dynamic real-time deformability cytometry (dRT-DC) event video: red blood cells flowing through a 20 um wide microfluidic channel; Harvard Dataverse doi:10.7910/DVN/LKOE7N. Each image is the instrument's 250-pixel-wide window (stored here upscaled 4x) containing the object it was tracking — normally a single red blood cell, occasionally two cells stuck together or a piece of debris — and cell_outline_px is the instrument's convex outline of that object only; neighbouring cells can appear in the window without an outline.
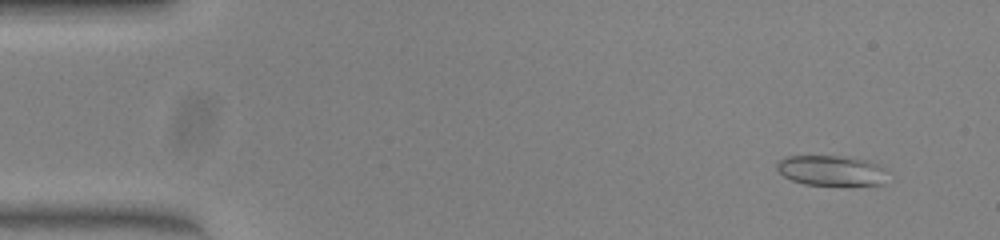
{"species": "common noctule bat (a hibernating species)", "species_latin": "Nyctalus noctula", "temperature_condition": "warm", "stored_images_in_passage": 50, "camera_frame_rate_fps": 3000, "um_per_image_px": 0.085, "animal": {"sex": "female", "body_mass_g": 23.0, "forearm_length_mm": 53.4}, "frame": {"image": 1, "passage_image": 4, "time_ms": 1.0, "image_size_px": [1000, 240], "cell_outline_px": [[884, 184], [804, 184], [792, 180], [784, 176], [776, 168], [776, 164], [780, 160], [788, 156], [836, 156], [868, 160], [884, 168]], "centroid_in_image_um": [70.61, 14.48], "position_along_channel_um": 14.4, "area_um2": 18.96}}
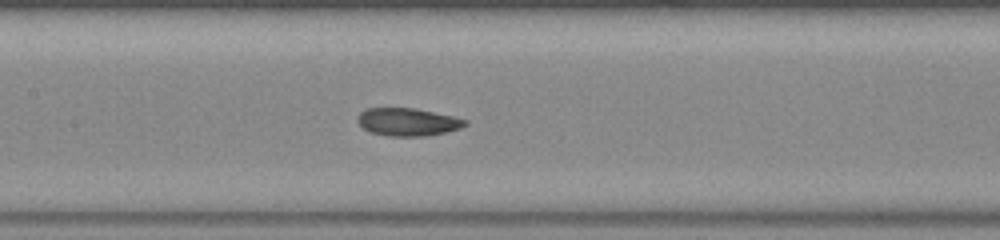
{"frame": {"image": 2, "passage_image": 24, "time_ms": 7.667, "image_size_px": [1000, 240], "cell_outline_px": [[468, 124], [460, 128], [444, 132], [424, 136], [388, 136], [372, 132], [364, 128], [356, 120], [356, 116], [364, 108], [416, 108], [452, 116], [468, 120]], "centroid_in_image_um": [34.63, 10.35], "position_along_channel_um": 172.8, "area_um2": 17.4}}
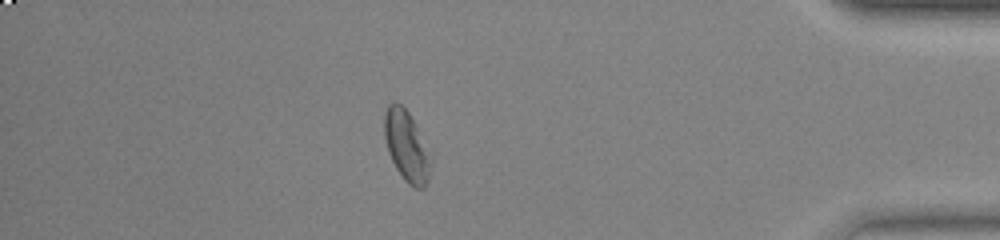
{"frame": {"image": 3, "passage_image": 44, "time_ms": 14.333, "image_size_px": [1000, 240], "cell_outline_px": [[432, 152], [428, 180], [424, 188], [416, 188], [408, 184], [404, 180], [396, 168], [388, 152], [384, 136], [384, 112], [388, 104], [392, 100], [396, 100], [408, 112]], "centroid_in_image_um": [34.56, 12.39], "position_along_channel_um": 400.6, "area_um2": 19.42}, "authors_computed_cell_mechanics": {"area_um2": 18.2359, "velocity_mm_per_s": 4.0507, "shape_relaxation_time_tau1_ms": 6.0939, "shape_relaxation_time_tau2_ms": 1.6144, "deformation_change_tau1": 0.1934, "deformation_change_tau2": 0.0673}}